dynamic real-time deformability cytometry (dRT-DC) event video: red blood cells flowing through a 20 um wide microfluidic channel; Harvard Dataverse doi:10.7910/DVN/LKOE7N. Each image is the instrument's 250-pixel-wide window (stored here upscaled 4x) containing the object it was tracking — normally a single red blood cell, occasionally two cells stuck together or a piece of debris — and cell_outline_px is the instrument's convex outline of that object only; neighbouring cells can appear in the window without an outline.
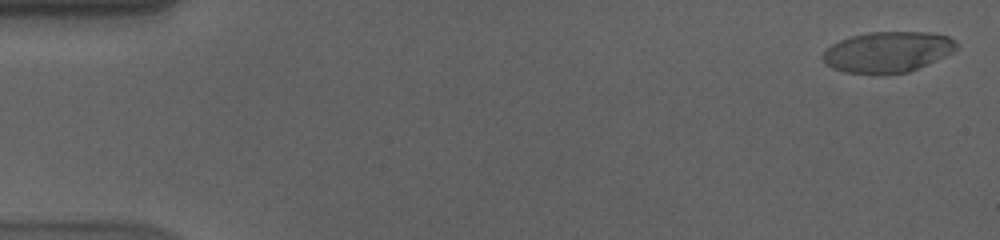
{"species": "human", "species_latin": "Homo sapiens", "temperature_condition": "cold", "stored_images_in_passage": 58, "camera_frame_rate_fps": 3000, "um_per_image_px": 0.085, "donor": {"sex": "male"}, "frame": {"image": 1, "passage_image": 2, "time_ms": 0.333, "image_size_px": [1000, 240], "cell_outline_px": [[960, 44], [952, 52], [908, 72], [844, 72], [832, 68], [824, 60], [824, 52], [832, 44], [840, 40], [852, 36], [868, 32], [928, 32], [948, 36], [956, 40]], "centroid_in_image_um": [75.48, 4.38], "position_along_channel_um": 9.5, "area_um2": 30.92}}
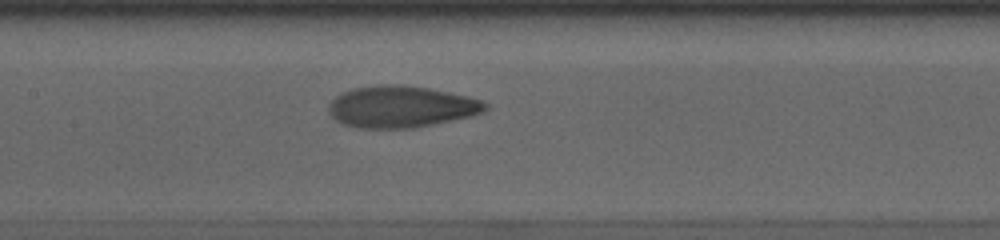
{"frame": {"image": 2, "passage_image": 28, "time_ms": 9.0, "image_size_px": [1000, 240], "cell_outline_px": [[488, 108], [484, 112], [472, 116], [416, 128], [356, 128], [344, 124], [336, 120], [328, 112], [328, 104], [340, 92], [352, 88], [384, 84], [396, 84], [428, 88], [468, 96], [484, 100], [488, 104]], "centroid_in_image_um": [34.1, 9.07], "position_along_channel_um": 173.3, "area_um2": 38.38}}
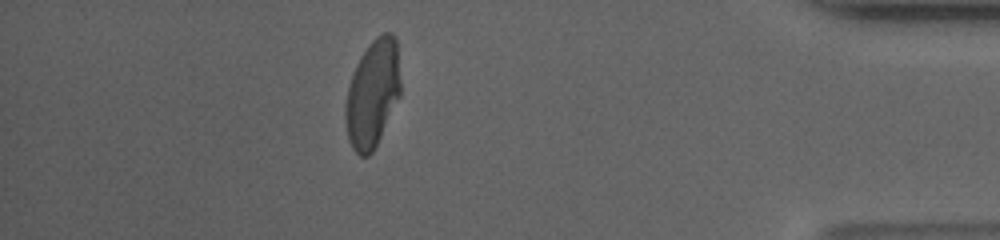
{"frame": {"image": 3, "passage_image": 51, "time_ms": 16.667, "image_size_px": [1000, 240], "cell_outline_px": [[400, 96], [372, 152], [368, 156], [360, 156], [352, 148], [348, 140], [344, 120], [344, 104], [348, 88], [356, 64], [360, 56], [368, 44], [376, 36], [384, 32], [392, 32], [396, 36], [400, 80]], "centroid_in_image_um": [31.65, 7.93], "position_along_channel_um": 403.5, "area_um2": 34.68}, "authors_computed_cell_mechanics": {"area_um2": 36.4718, "velocity_mm_per_s": 3.5665, "shape_relaxation_time_tau1_ms": null, "shape_relaxation_time_tau2_ms": 1.3577, "deformation_change_tau1": null, "deformation_change_tau2": 0.0652}}